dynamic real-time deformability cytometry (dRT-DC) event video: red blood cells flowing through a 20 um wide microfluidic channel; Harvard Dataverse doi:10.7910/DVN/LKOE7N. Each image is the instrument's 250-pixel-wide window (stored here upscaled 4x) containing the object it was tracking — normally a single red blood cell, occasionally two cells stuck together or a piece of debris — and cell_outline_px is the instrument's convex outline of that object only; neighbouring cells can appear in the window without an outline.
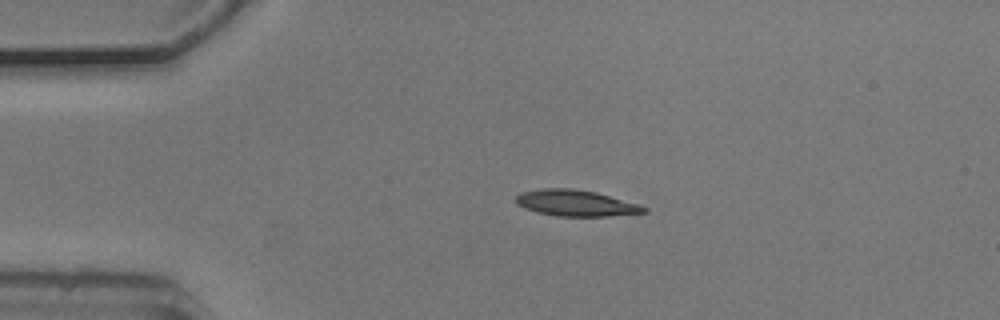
{"species": "common noctule bat (a hibernating species)", "species_latin": "Nyctalus noctula", "temperature_condition": "cold", "stored_images_in_passage": 2, "camera_frame_rate_fps": 3000, "um_per_image_px": 0.085, "animal": {"sex": "male", "body_mass_g": 20.5, "forearm_length_mm": 52.5}, "frame": {"image": 1, "passage_image": 1, "time_ms": 0.0, "image_size_px": [1000, 320], "cell_outline_px": [[648, 212], [608, 216], [556, 216], [536, 212], [524, 208], [516, 204], [516, 196], [520, 192], [540, 188], [572, 188], [596, 192], [640, 204], [648, 208]], "centroid_in_image_um": [48.94, 17.26], "position_along_channel_um": 36.1, "area_um2": 19.71}}
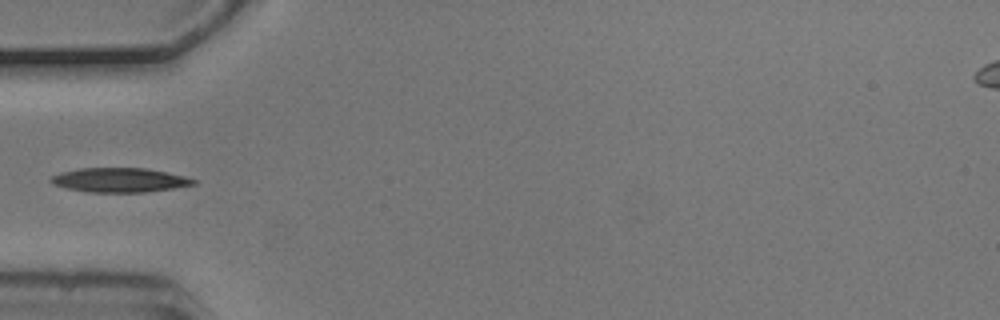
{"frame": {"image": 2, "passage_image": 2, "time_ms": 0.333, "image_size_px": [1000, 320], "cell_outline_px": [[196, 184], [172, 188], [144, 192], [88, 192], [68, 188], [56, 184], [48, 180], [52, 176], [60, 172], [80, 168], [144, 168], [168, 172], [184, 176], [196, 180]], "centroid_in_image_um": [10.17, 15.29], "position_along_channel_um": 74.8, "area_um2": 20.0}}